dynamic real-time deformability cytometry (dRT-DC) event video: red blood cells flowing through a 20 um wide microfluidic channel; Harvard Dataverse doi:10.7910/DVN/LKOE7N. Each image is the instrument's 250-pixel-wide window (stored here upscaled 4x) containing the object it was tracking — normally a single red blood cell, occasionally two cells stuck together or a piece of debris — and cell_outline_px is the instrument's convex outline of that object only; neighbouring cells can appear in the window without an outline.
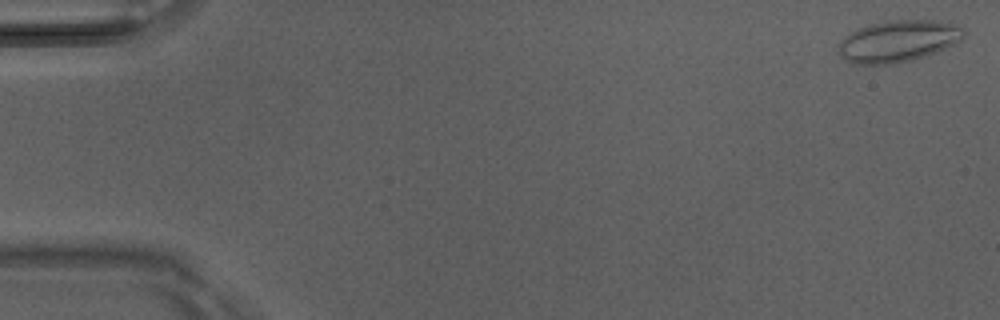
{"species": "Egyptian fruit bat (a non-hibernating species)", "species_latin": "Rousettus aegyptiacus", "temperature_condition": "room temperature", "stored_images_in_passage": 10, "camera_frame_rate_fps": 3000, "um_per_image_px": 0.085, "animal": {"sex": "male"}, "frame": {"image": 1, "passage_image": 1, "time_ms": 0.0, "image_size_px": [1000, 320], "cell_outline_px": [[964, 36], [960, 40], [936, 52], [912, 60], [888, 64], [852, 64], [844, 60], [836, 52], [840, 40], [844, 36], [860, 28], [872, 24], [888, 20], [932, 20], [956, 24], [964, 28]], "centroid_in_image_um": [76.29, 3.5], "position_along_channel_um": 8.7, "area_um2": 30.4}}